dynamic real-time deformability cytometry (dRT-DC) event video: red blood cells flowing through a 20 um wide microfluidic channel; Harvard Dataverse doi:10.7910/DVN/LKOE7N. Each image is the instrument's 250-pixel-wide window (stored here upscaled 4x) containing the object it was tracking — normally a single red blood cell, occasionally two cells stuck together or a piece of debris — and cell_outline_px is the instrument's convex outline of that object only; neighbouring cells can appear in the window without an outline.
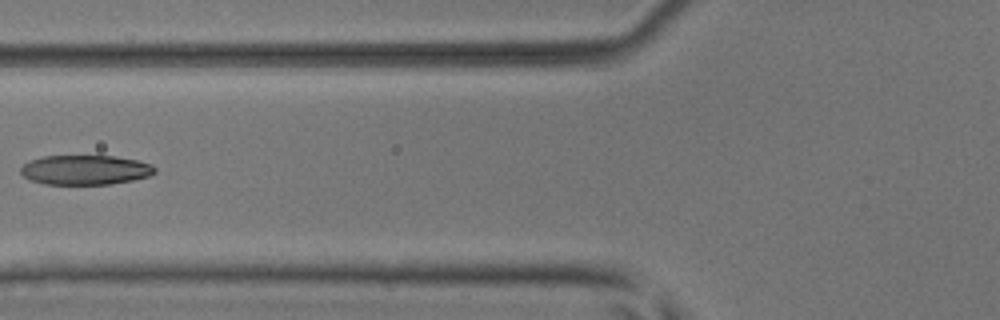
{"species": "common noctule bat (a hibernating species)", "species_latin": "Nyctalus noctula", "temperature_condition": "room temperature", "stored_images_in_passage": 7, "camera_frame_rate_fps": 3000, "um_per_image_px": 0.085, "animal": {"sex": "male", "body_mass_g": 17.9, "forearm_length_mm": 54.2}, "frame": {"image": 1, "passage_image": 7, "time_ms": 2.0, "image_size_px": [1000, 320], "cell_outline_px": [[156, 172], [148, 176], [132, 180], [108, 184], [44, 184], [28, 180], [20, 172], [20, 168], [28, 160], [44, 156], [116, 156], [136, 160], [152, 164], [156, 168]], "centroid_in_image_um": [7.22, 14.44], "position_along_channel_um": 118.6, "area_um2": 23.24}}